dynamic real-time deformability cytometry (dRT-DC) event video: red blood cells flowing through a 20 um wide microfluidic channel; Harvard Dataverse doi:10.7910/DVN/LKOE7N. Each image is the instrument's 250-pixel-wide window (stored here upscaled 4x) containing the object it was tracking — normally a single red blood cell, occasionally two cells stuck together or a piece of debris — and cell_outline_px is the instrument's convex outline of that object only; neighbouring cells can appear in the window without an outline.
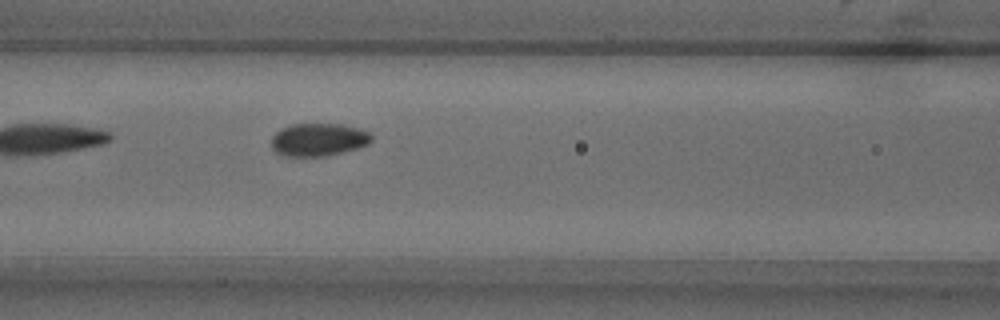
{"species": "common noctule bat (a hibernating species)", "species_latin": "Nyctalus noctula", "temperature_condition": "warm", "stored_images_in_passage": 3, "camera_frame_rate_fps": 3000, "um_per_image_px": 0.085, "animal": {"sex": "male", "body_mass_g": 18.8}, "frame": {"image": 1, "passage_image": 3, "time_ms": 2.333, "image_size_px": [1000, 320], "cell_outline_px": [[372, 140], [368, 144], [360, 148], [324, 156], [284, 156], [276, 152], [272, 148], [272, 136], [280, 128], [292, 124], [344, 124], [368, 132], [372, 136]], "centroid_in_image_um": [27.06, 11.87], "position_along_channel_um": 139.5, "area_um2": 19.19}}